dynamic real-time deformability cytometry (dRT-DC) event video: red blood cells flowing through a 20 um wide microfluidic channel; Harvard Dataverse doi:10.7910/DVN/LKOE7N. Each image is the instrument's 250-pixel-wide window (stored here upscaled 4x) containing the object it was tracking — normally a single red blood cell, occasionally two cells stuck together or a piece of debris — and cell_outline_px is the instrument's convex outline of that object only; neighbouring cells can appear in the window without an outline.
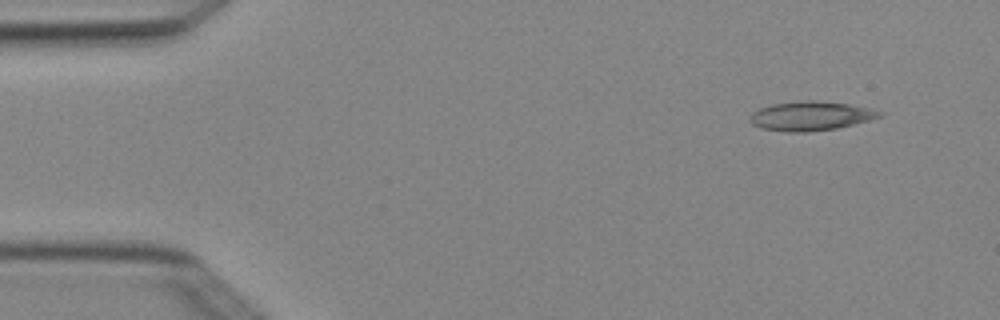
{"species": "Egyptian fruit bat (a non-hibernating species)", "species_latin": "Rousettus aegyptiacus", "temperature_condition": "cold", "stored_images_in_passage": 4, "camera_frame_rate_fps": 3000, "um_per_image_px": 0.085, "animal": {"sex": "female"}, "frame": {"image": 1, "passage_image": 1, "time_ms": 0.0, "image_size_px": [1000, 320], "cell_outline_px": [[884, 112], [880, 116], [868, 120], [836, 128], [808, 132], [788, 132], [760, 128], [752, 124], [748, 120], [752, 112], [768, 104], [800, 100], [816, 100], [848, 104], [872, 108]], "centroid_in_image_um": [68.85, 9.84], "position_along_channel_um": 16.1, "area_um2": 22.2}}
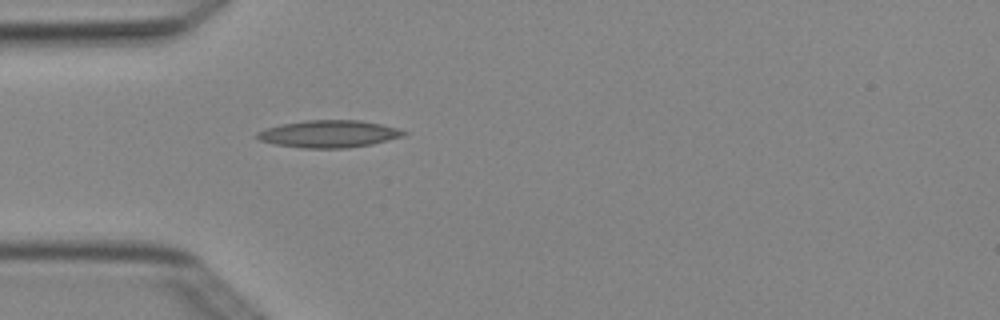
{"frame": {"image": 2, "passage_image": 4, "time_ms": 1.0, "image_size_px": [1000, 320], "cell_outline_px": [[408, 132], [404, 136], [372, 144], [348, 148], [304, 148], [276, 144], [260, 140], [252, 136], [256, 132], [280, 124], [304, 120], [360, 120], [380, 124], [396, 128]], "centroid_in_image_um": [27.93, 11.38], "position_along_channel_um": 57.1, "area_um2": 23.29}}